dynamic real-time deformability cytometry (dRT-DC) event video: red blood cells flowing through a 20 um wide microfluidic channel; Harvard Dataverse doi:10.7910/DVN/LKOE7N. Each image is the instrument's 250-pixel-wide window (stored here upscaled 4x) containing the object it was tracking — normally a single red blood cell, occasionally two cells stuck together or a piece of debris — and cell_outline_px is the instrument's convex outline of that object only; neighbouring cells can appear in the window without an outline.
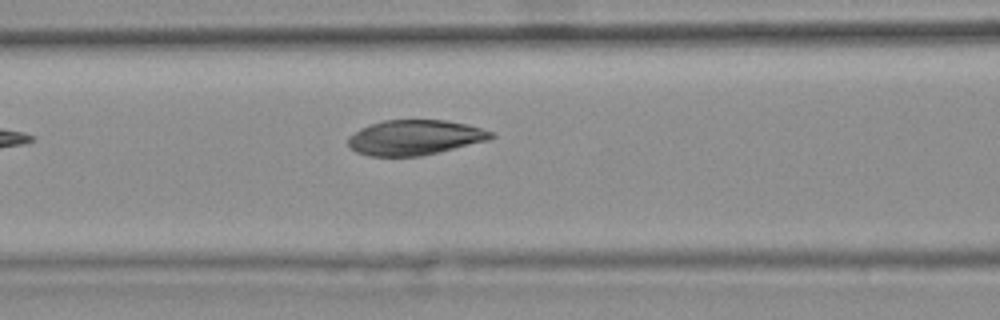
{"species": "common noctule bat (a hibernating species)", "species_latin": "Nyctalus noctula", "temperature_condition": "warm", "stored_images_in_passage": 5, "camera_frame_rate_fps": 3000, "um_per_image_px": 0.085, "animal": {"sex": "female", "body_mass_g": 25.1}, "frame": {"image": 1, "passage_image": 5, "time_ms": 1.333, "image_size_px": [1000, 320], "cell_outline_px": [[496, 136], [488, 140], [440, 152], [420, 156], [368, 156], [356, 152], [348, 144], [348, 136], [360, 128], [384, 120], [444, 120], [468, 124], [492, 132]], "centroid_in_image_um": [35.25, 11.69], "position_along_channel_um": 131.3, "area_um2": 29.19}}